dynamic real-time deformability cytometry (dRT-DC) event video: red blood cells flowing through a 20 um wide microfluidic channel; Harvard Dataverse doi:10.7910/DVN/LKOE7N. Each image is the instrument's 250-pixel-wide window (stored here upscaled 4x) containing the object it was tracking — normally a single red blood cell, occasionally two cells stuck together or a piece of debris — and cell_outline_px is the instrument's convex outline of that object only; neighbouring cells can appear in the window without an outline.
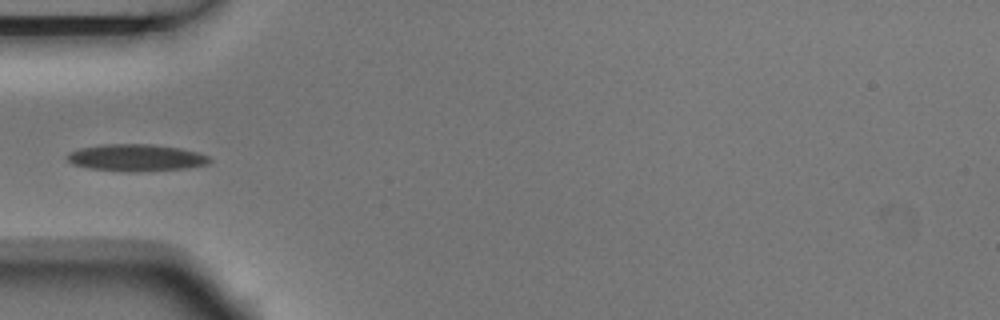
{"species": "Egyptian fruit bat (a non-hibernating species)", "species_latin": "Rousettus aegyptiacus", "temperature_condition": "room temperature", "stored_images_in_passage": 8, "camera_frame_rate_fps": 3000, "um_per_image_px": 0.085, "animal": {"sex": "male"}, "frame": {"image": 1, "passage_image": 5, "time_ms": 1.333, "image_size_px": [1000, 320], "cell_outline_px": [[212, 160], [208, 164], [188, 168], [136, 172], [128, 172], [88, 168], [72, 164], [64, 156], [68, 152], [80, 148], [100, 144], [152, 144], [180, 148], [196, 152], [208, 156]], "centroid_in_image_um": [11.54, 13.4], "position_along_channel_um": 73.5, "area_um2": 22.6}}
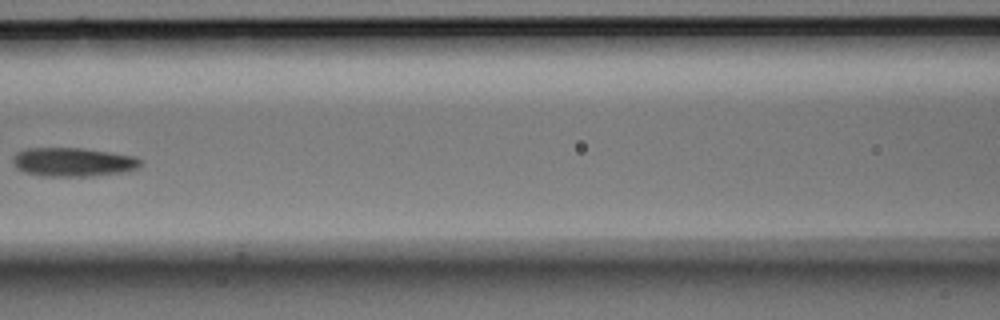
{"frame": {"image": 2, "passage_image": 7, "time_ms": 2.0, "image_size_px": [1000, 320], "cell_outline_px": [[144, 160], [136, 168], [128, 172], [92, 176], [40, 176], [24, 172], [16, 168], [12, 164], [12, 156], [16, 152], [24, 148], [80, 148], [136, 156]], "centroid_in_image_um": [6.19, 13.78], "position_along_channel_um": 160.4, "area_um2": 21.79}}
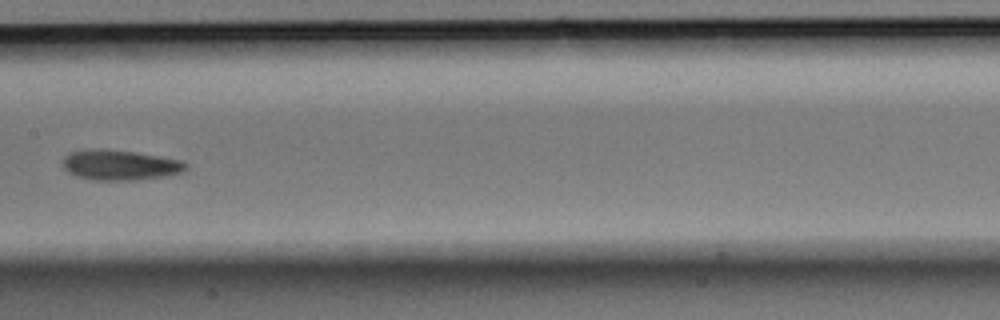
{"frame": {"image": 3, "passage_image": 8, "time_ms": 2.333, "image_size_px": [1000, 320], "cell_outline_px": [[188, 168], [180, 172], [168, 176], [136, 180], [92, 180], [76, 176], [68, 172], [64, 168], [64, 156], [72, 152], [136, 152], [184, 160], [188, 164]], "centroid_in_image_um": [10.32, 14.08], "position_along_channel_um": 197.1, "area_um2": 20.87}}